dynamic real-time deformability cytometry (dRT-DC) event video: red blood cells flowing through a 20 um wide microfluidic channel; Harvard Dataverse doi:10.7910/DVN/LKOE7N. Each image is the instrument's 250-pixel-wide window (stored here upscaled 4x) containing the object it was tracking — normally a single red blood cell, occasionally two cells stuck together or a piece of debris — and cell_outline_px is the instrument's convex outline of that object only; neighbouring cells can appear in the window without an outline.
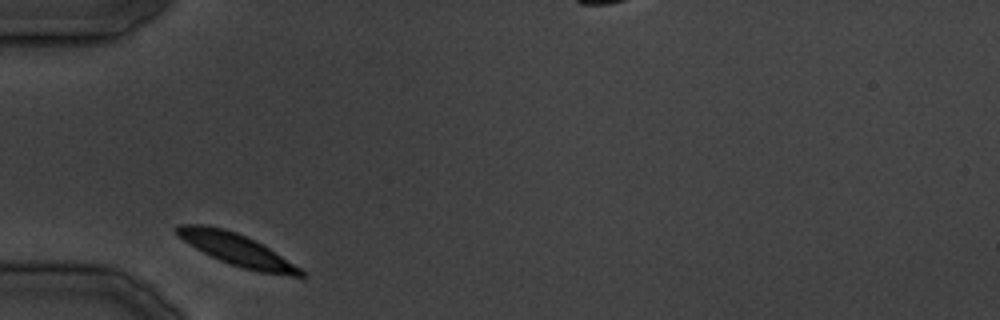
{"species": "common noctule bat (a hibernating species)", "species_latin": "Nyctalus noctula", "temperature_condition": "cold", "stored_images_in_passage": 22, "camera_frame_rate_fps": 3000, "um_per_image_px": 0.085, "animal": {"sex": "male", "body_mass_g": 19.5, "forearm_length_mm": 54.6}, "frame": {"image": 1, "passage_image": 1, "time_ms": 0.0, "image_size_px": [1000, 320], "cell_outline_px": [[308, 276], [292, 276], [260, 272], [244, 268], [220, 260], [196, 248], [184, 240], [176, 232], [176, 228], [180, 224], [200, 224], [224, 228], [236, 232], [256, 240], [308, 272]], "centroid_in_image_um": [20.21, 21.23], "position_along_channel_um": 64.8, "area_um2": 22.77}}
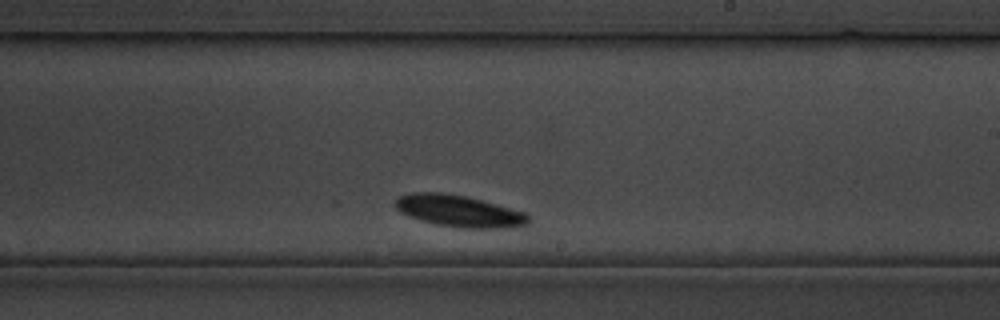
{"frame": {"image": 2, "passage_image": 13, "time_ms": 14.667, "image_size_px": [1000, 320], "cell_outline_px": [[528, 224], [508, 228], [460, 228], [436, 224], [420, 220], [408, 216], [400, 212], [396, 208], [396, 200], [400, 196], [412, 192], [440, 192], [464, 196], [496, 204], [524, 212], [528, 216]], "centroid_in_image_um": [38.99, 17.94], "position_along_channel_um": 250.0, "area_um2": 24.39}}